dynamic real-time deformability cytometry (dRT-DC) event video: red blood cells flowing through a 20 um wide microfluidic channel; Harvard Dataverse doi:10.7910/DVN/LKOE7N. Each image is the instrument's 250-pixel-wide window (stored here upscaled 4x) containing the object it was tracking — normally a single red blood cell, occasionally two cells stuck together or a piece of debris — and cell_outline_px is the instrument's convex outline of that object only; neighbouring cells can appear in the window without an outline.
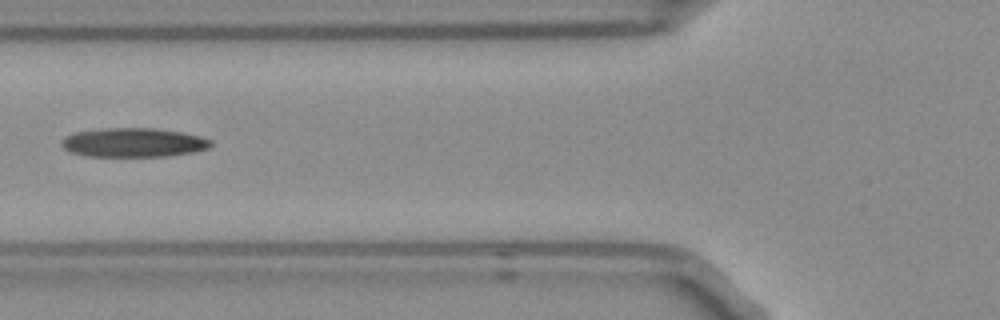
{"species": "Egyptian fruit bat (a non-hibernating species)", "species_latin": "Rousettus aegyptiacus", "temperature_condition": "room temperature", "stored_images_in_passage": 3, "camera_frame_rate_fps": 3000, "um_per_image_px": 0.085, "frame": {"image": 1, "passage_image": 3, "time_ms": 0.667, "image_size_px": [1000, 320], "cell_outline_px": [[212, 144], [208, 148], [196, 152], [168, 156], [88, 156], [68, 152], [60, 144], [60, 140], [64, 136], [76, 132], [108, 128], [156, 128], [184, 132], [200, 136], [212, 140]], "centroid_in_image_um": [11.35, 12.11], "position_along_channel_um": 114.4, "area_um2": 25.55}}